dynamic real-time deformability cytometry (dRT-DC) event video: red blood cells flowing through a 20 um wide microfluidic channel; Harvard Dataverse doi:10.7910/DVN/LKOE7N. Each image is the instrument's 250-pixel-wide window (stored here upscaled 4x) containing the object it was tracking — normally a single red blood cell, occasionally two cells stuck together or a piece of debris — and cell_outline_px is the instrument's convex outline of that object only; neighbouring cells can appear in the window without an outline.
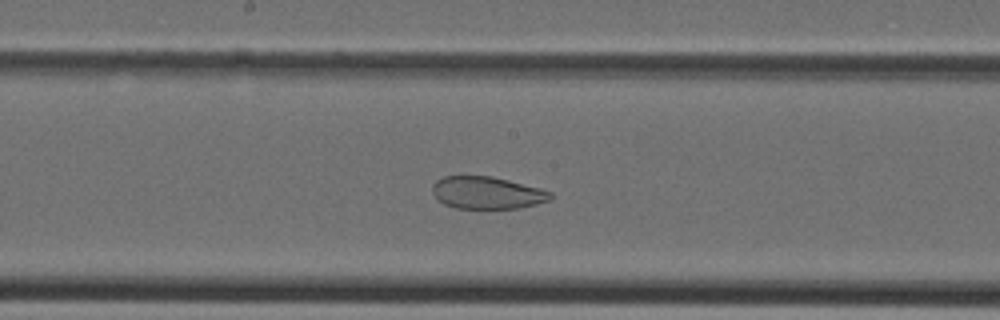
{"species": "Egyptian fruit bat (a non-hibernating species)", "species_latin": "Rousettus aegyptiacus", "temperature_condition": "cold", "stored_images_in_passage": 30, "camera_frame_rate_fps": 3000, "um_per_image_px": 0.085, "animal": {"sex": "female"}, "frame": {"image": 1, "passage_image": 11, "time_ms": 3.333, "image_size_px": [1000, 320], "cell_outline_px": [[552, 200], [520, 208], [456, 208], [444, 204], [432, 192], [432, 184], [436, 180], [444, 176], [492, 176], [540, 188], [552, 192]], "centroid_in_image_um": [41.41, 16.38], "position_along_channel_um": 206.8, "area_um2": 22.2}}
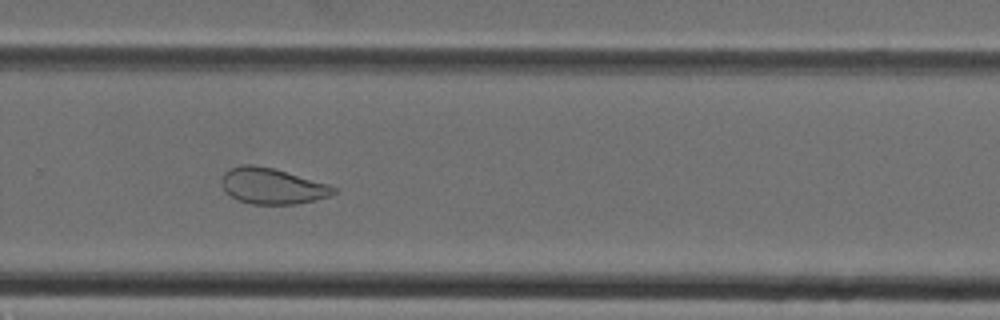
{"frame": {"image": 2, "passage_image": 17, "time_ms": 5.333, "image_size_px": [1000, 320], "cell_outline_px": [[336, 192], [328, 196], [316, 200], [296, 204], [252, 204], [240, 200], [224, 192], [220, 180], [224, 172], [228, 168], [244, 164], [252, 164], [272, 168], [328, 184], [336, 188]], "centroid_in_image_um": [23.09, 15.81], "position_along_channel_um": 306.7, "area_um2": 23.35}}
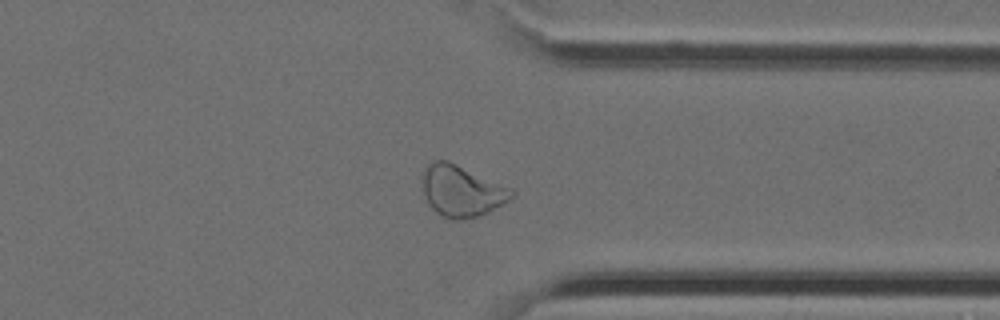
{"frame": {"image": 3, "passage_image": 21, "time_ms": 6.667, "image_size_px": [1000, 320], "cell_outline_px": [[516, 192], [508, 200], [488, 212], [476, 216], [460, 220], [452, 220], [436, 212], [428, 204], [420, 180], [420, 176], [424, 164], [432, 160], [448, 160], [512, 188]], "centroid_in_image_um": [39.17, 16.19], "position_along_channel_um": 372.2, "area_um2": 26.93}}